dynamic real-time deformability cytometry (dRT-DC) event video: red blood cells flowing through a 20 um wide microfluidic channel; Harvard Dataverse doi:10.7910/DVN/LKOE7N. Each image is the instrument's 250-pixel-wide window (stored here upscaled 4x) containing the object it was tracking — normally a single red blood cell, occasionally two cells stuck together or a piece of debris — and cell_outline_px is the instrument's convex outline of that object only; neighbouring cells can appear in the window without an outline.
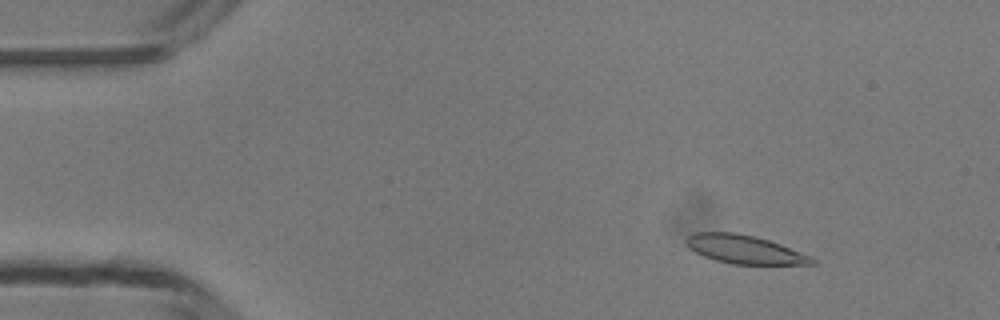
{"species": "common noctule bat (a hibernating species)", "species_latin": "Nyctalus noctula", "temperature_condition": "room temperature", "stored_images_in_passage": 49, "camera_frame_rate_fps": 3000, "um_per_image_px": 0.085, "animal": {"sex": "male", "body_mass_g": 13.3}, "frame": {"image": 1, "passage_image": 6, "time_ms": 1.667, "image_size_px": [1000, 320], "cell_outline_px": [[816, 264], [732, 264], [716, 260], [704, 256], [688, 248], [684, 244], [684, 240], [688, 236], [696, 232], [736, 232], [768, 240], [780, 244], [812, 256], [816, 260]], "centroid_in_image_um": [63.26, 21.2], "position_along_channel_um": 21.7, "area_um2": 20.87}}
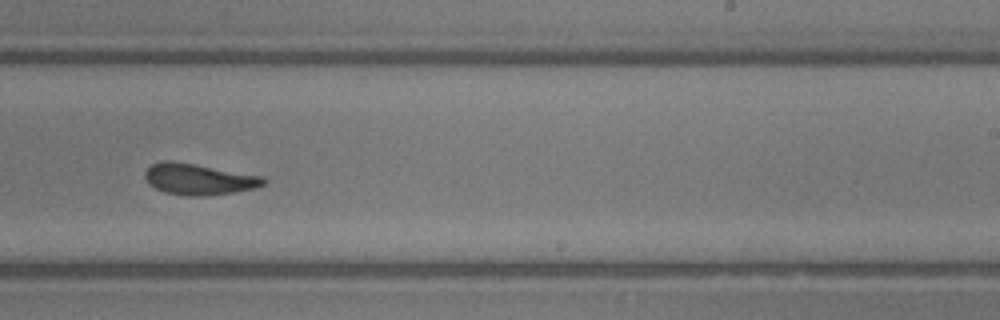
{"frame": {"image": 2, "passage_image": 30, "time_ms": 9.667, "image_size_px": [1000, 320], "cell_outline_px": [[268, 180], [264, 184], [256, 188], [208, 196], [188, 196], [164, 192], [148, 184], [144, 176], [144, 172], [152, 164], [164, 160], [168, 160], [264, 176]], "centroid_in_image_um": [16.89, 15.24], "position_along_channel_um": 272.1, "area_um2": 21.44}}
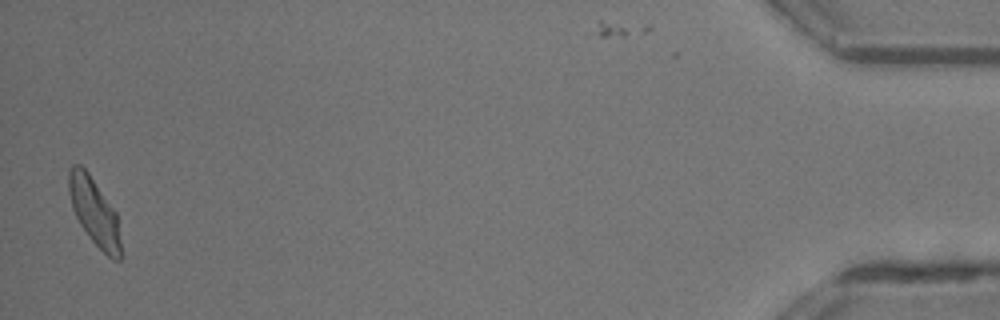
{"frame": {"image": 3, "passage_image": 48, "time_ms": 15.667, "image_size_px": [1000, 320], "cell_outline_px": [[120, 260], [112, 260], [88, 236], [80, 224], [72, 208], [68, 192], [68, 168], [72, 164], [80, 164], [88, 172], [116, 212], [120, 240]], "centroid_in_image_um": [7.98, 17.96], "position_along_channel_um": 427.2, "area_um2": 20.23}, "authors_computed_cell_mechanics": {"area_um2": 21.5016, "velocity_mm_per_s": 4.192, "shape_relaxation_time_tau1_ms": 9.9578, "shape_relaxation_time_tau2_ms": 2.5475, "deformation_change_tau1": 0.2428, "deformation_change_tau2": 0.0942}}